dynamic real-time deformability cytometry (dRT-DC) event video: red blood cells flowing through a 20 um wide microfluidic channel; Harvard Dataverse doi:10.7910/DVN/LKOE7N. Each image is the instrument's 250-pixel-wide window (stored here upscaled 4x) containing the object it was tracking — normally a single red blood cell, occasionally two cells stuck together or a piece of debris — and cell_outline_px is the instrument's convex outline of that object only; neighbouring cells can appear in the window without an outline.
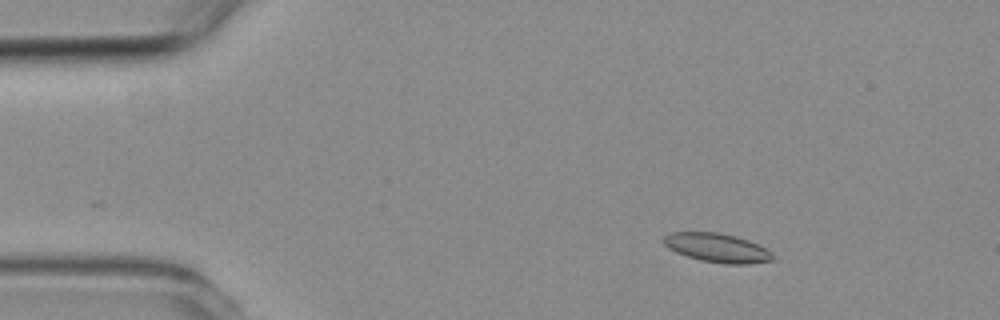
{"species": "common noctule bat (a hibernating species)", "species_latin": "Nyctalus noctula", "temperature_condition": "room temperature", "stored_images_in_passage": 3, "camera_frame_rate_fps": 3000, "um_per_image_px": 0.085, "animal": {"sex": "female", "body_mass_g": 19.3, "forearm_length_mm": 54.1}, "frame": {"image": 1, "passage_image": 1, "time_ms": 0.0, "image_size_px": [1000, 320], "cell_outline_px": [[772, 260], [748, 264], [724, 264], [700, 260], [676, 252], [668, 248], [664, 244], [664, 236], [672, 232], [716, 232], [736, 236], [748, 240], [772, 252]], "centroid_in_image_um": [60.94, 21.06], "position_along_channel_um": 24.1, "area_um2": 18.21}}